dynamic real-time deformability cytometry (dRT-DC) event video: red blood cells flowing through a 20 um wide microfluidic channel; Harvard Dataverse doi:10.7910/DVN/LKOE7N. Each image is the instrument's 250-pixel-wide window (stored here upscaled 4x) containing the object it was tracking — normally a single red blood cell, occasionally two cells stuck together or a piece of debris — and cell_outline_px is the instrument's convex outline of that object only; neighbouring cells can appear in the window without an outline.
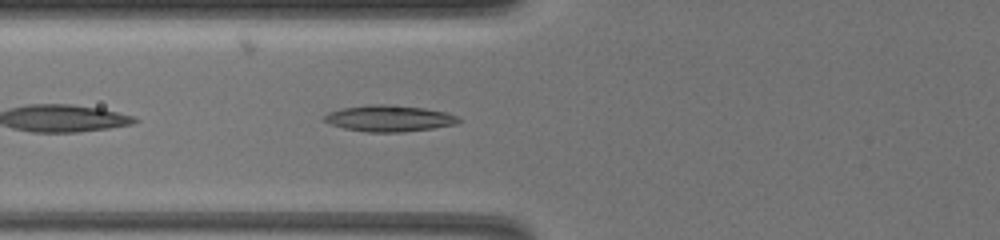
{"species": "common noctule bat (a hibernating species)", "species_latin": "Nyctalus noctula", "temperature_condition": "warm", "stored_images_in_passage": 36, "camera_frame_rate_fps": 3000, "um_per_image_px": 0.085, "animal": {"sex": "female", "body_mass_g": 19.5, "forearm_length_mm": 54.1}, "frame": {"image": 1, "passage_image": 4, "time_ms": 1.0, "image_size_px": [1000, 240], "cell_outline_px": [[460, 120], [456, 124], [432, 128], [404, 132], [364, 132], [344, 128], [332, 124], [324, 120], [324, 116], [328, 112], [344, 108], [372, 104], [384, 104], [424, 108], [444, 112], [456, 116]], "centroid_in_image_um": [33.07, 10.07], "position_along_channel_um": 92.7, "area_um2": 20.29}}
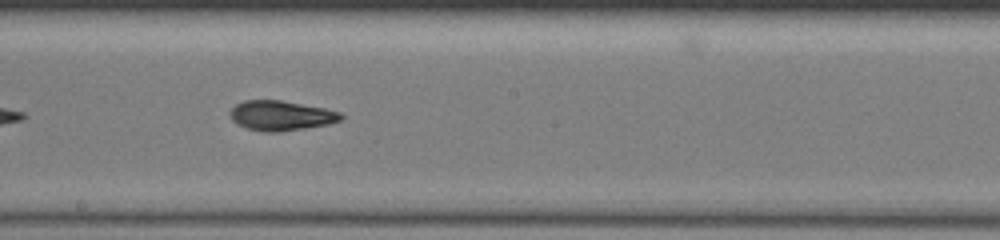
{"frame": {"image": 2, "passage_image": 16, "time_ms": 5.0, "image_size_px": [1000, 240], "cell_outline_px": [[344, 116], [340, 120], [328, 124], [280, 132], [264, 132], [244, 128], [236, 124], [232, 120], [232, 108], [236, 104], [244, 100], [280, 100], [324, 108], [340, 112]], "centroid_in_image_um": [23.87, 9.83], "position_along_channel_um": 224.3, "area_um2": 19.19}}
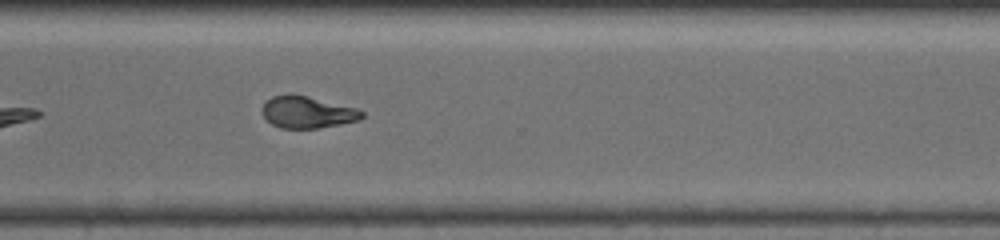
{"frame": {"image": 3, "passage_image": 27, "time_ms": 8.667, "image_size_px": [1000, 240], "cell_outline_px": [[364, 116], [360, 120], [340, 124], [316, 128], [280, 128], [272, 124], [264, 116], [260, 108], [272, 96], [292, 92], [356, 108], [364, 112]], "centroid_in_image_um": [26.11, 9.52], "position_along_channel_um": 344.5, "area_um2": 18.61}, "authors_computed_cell_mechanics": {"area_um2": 19.0162, "velocity_mm_per_s": 3.2845, "shape_relaxation_time_tau1_ms": 9.1461, "shape_relaxation_time_tau2_ms": 2.8671, "deformation_change_tau1": 0.2137, "deformation_change_tau2": 0.0914}}